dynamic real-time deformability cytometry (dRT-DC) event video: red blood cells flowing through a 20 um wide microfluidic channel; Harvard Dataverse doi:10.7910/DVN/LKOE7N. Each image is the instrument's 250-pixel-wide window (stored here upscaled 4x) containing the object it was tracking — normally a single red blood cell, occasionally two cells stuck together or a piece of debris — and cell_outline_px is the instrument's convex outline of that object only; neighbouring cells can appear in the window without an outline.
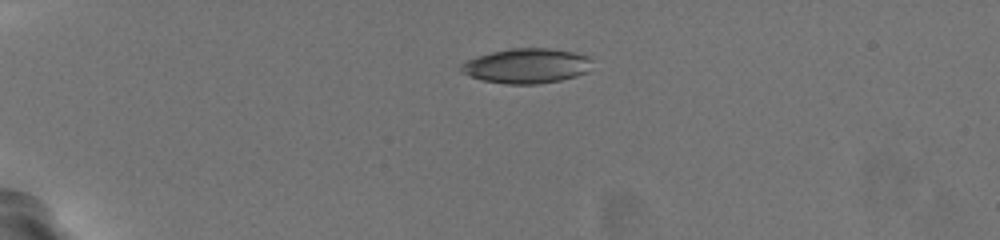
{"species": "common noctule bat (a hibernating species)", "species_latin": "Nyctalus noctula", "temperature_condition": "warm", "stored_images_in_passage": 46, "camera_frame_rate_fps": 3000, "um_per_image_px": 0.085, "animal": {"sex": "female", "body_mass_g": 19.5, "forearm_length_mm": 54.1}, "frame": {"image": 1, "passage_image": 1, "time_ms": 0.0, "image_size_px": [1000, 240], "cell_outline_px": [[588, 60], [584, 72], [576, 76], [560, 80], [536, 84], [508, 84], [484, 80], [472, 76], [464, 72], [460, 68], [460, 64], [468, 60], [492, 52], [512, 48], [544, 48], [572, 52], [584, 56]], "centroid_in_image_um": [44.69, 5.6], "position_along_channel_um": 40.3, "area_um2": 25.61}}
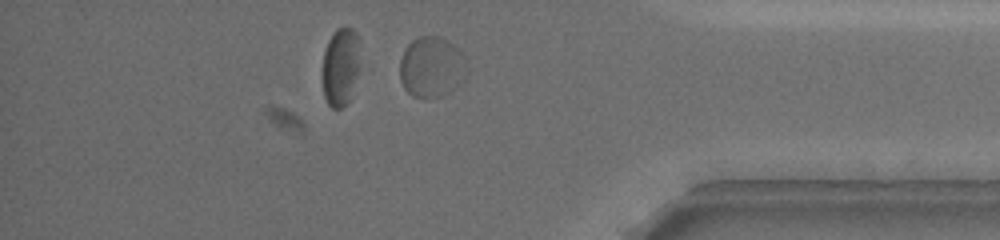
{"frame": {"image": 2, "passage_image": 38, "time_ms": 12.333, "image_size_px": [1000, 240], "cell_outline_px": [[464, 56], [456, 84], [448, 92], [440, 96], [412, 96], [404, 88], [400, 80], [400, 60], [404, 48], [412, 40], [420, 36], [440, 36], [448, 40]], "centroid_in_image_um": [36.55, 5.64], "position_along_channel_um": 398.7, "area_um2": 22.48}}
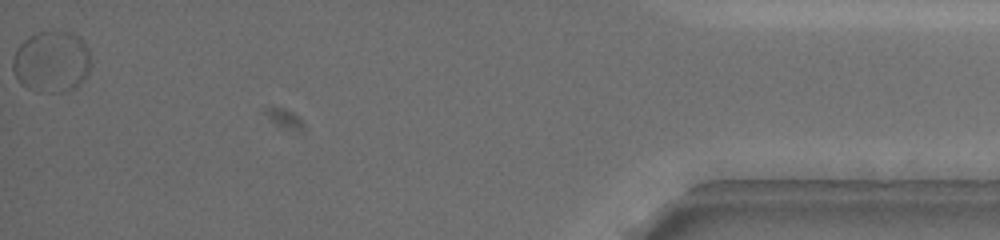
{"frame": {"image": 3, "passage_image": 46, "time_ms": 15.0, "image_size_px": [1000, 240], "cell_outline_px": [[88, 72], [84, 80], [80, 84], [72, 88], [28, 88], [20, 84], [12, 68], [12, 60], [20, 44], [24, 40], [40, 32], [68, 32], [76, 36], [88, 48]], "centroid_in_image_um": [4.35, 5.19], "position_along_channel_um": 430.8, "area_um2": 26.41}}